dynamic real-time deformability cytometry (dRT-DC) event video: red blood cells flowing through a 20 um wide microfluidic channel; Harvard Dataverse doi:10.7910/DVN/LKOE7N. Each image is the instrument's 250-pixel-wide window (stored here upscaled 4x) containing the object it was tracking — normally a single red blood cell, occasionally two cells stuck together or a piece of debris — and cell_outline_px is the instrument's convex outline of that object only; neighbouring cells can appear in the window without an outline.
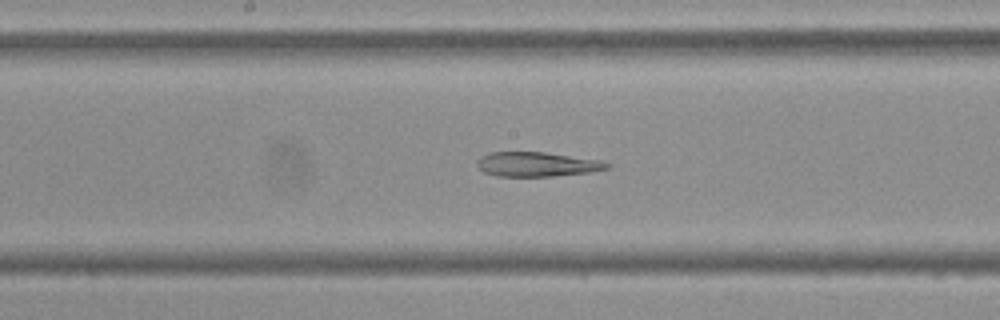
{"species": "Egyptian fruit bat (a non-hibernating species)", "species_latin": "Rousettus aegyptiacus", "temperature_condition": "cold", "stored_images_in_passage": 53, "camera_frame_rate_fps": 3000, "um_per_image_px": 0.085, "frame": {"image": 1, "passage_image": 27, "time_ms": 8.667, "image_size_px": [1000, 320], "cell_outline_px": [[612, 168], [592, 172], [552, 176], [496, 176], [484, 172], [476, 164], [476, 160], [480, 156], [488, 152], [544, 152], [600, 160], [612, 164]], "centroid_in_image_um": [45.66, 13.96], "position_along_channel_um": 202.5, "area_um2": 18.73}}
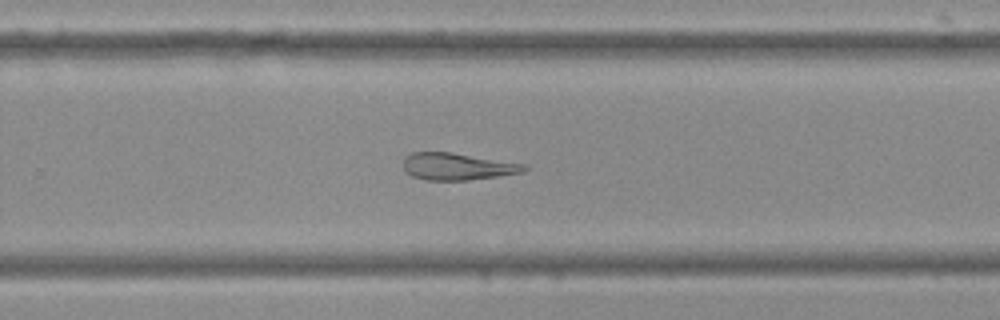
{"frame": {"image": 2, "passage_image": 34, "time_ms": 11.0, "image_size_px": [1000, 320], "cell_outline_px": [[528, 168], [524, 172], [500, 176], [468, 180], [424, 180], [412, 176], [404, 168], [404, 156], [412, 152], [452, 152], [528, 164]], "centroid_in_image_um": [38.92, 14.15], "position_along_channel_um": 290.9, "area_um2": 19.25}}
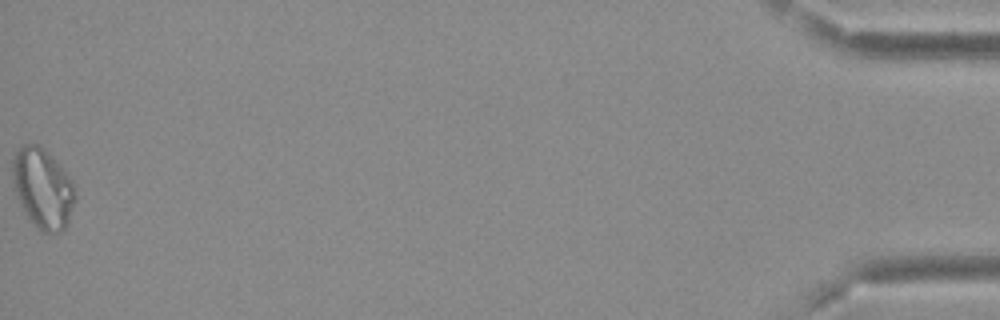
{"frame": {"image": 3, "passage_image": 53, "time_ms": 17.333, "image_size_px": [1000, 320], "cell_outline_px": [[76, 200], [68, 224], [60, 232], [44, 232], [36, 228], [28, 220], [16, 196], [12, 184], [12, 160], [16, 152], [24, 144], [40, 144], [52, 156], [72, 180], [76, 196]], "centroid_in_image_um": [3.63, 16.02], "position_along_channel_um": 431.6, "area_um2": 29.59}}